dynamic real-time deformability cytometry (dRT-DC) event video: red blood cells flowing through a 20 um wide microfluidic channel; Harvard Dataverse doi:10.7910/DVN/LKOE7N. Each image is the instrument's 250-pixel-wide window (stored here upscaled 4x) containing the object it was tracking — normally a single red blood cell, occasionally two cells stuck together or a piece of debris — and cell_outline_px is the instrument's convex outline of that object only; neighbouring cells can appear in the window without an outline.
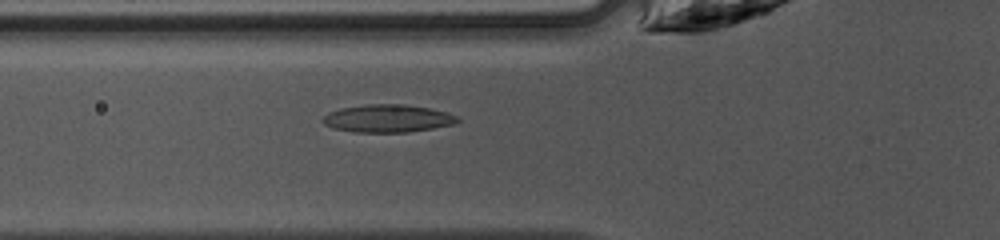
{"species": "common noctule bat (a hibernating species)", "species_latin": "Nyctalus noctula", "temperature_condition": "warm", "stored_images_in_passage": 25, "camera_frame_rate_fps": 3000, "um_per_image_px": 0.085, "animal": {"sex": "female", "body_mass_g": 10.0, "forearm_length_mm": 53.1}, "frame": {"image": 1, "passage_image": 4, "time_ms": 1.0, "image_size_px": [1000, 240], "cell_outline_px": [[460, 120], [452, 124], [432, 128], [408, 132], [356, 132], [336, 128], [324, 124], [320, 120], [328, 112], [340, 108], [368, 104], [404, 104], [428, 108], [444, 112], [456, 116]], "centroid_in_image_um": [32.9, 10.06], "position_along_channel_um": 92.9, "area_um2": 21.5}}
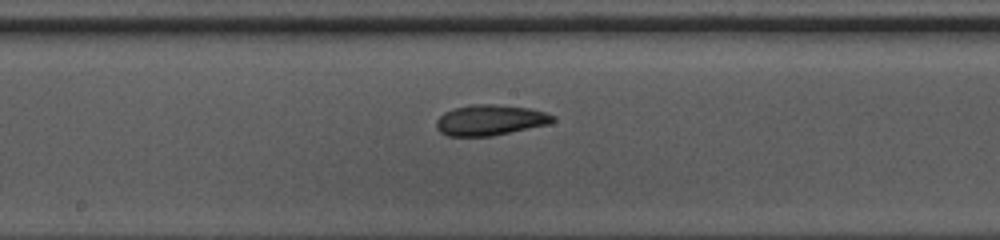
{"frame": {"image": 2, "passage_image": 12, "time_ms": 3.667, "image_size_px": [1000, 240], "cell_outline_px": [[556, 120], [548, 124], [492, 136], [448, 136], [440, 132], [436, 128], [436, 120], [444, 112], [452, 108], [472, 104], [492, 104], [528, 108], [544, 112], [556, 116]], "centroid_in_image_um": [41.63, 10.21], "position_along_channel_um": 206.6, "area_um2": 20.81}}
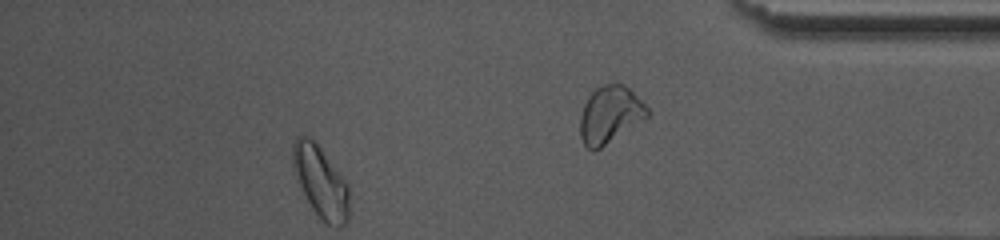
{"frame": {"image": 3, "passage_image": 25, "time_ms": 8.0, "image_size_px": [1000, 240], "cell_outline_px": [[652, 112], [648, 116], [600, 148], [592, 152], [584, 144], [580, 136], [580, 116], [584, 104], [588, 96], [596, 88], [604, 84], [624, 84]], "centroid_in_image_um": [51.82, 9.74], "position_along_channel_um": 383.4, "area_um2": 22.02}, "authors_computed_cell_mechanics": {"area_um2": 20.6924, "velocity_mm_per_s": 4.229, "shape_relaxation_time_tau1_ms": 7.3264, "shape_relaxation_time_tau2_ms": 3.481, "deformation_change_tau1": 0.1959, "deformation_change_tau2": 0.1087}}